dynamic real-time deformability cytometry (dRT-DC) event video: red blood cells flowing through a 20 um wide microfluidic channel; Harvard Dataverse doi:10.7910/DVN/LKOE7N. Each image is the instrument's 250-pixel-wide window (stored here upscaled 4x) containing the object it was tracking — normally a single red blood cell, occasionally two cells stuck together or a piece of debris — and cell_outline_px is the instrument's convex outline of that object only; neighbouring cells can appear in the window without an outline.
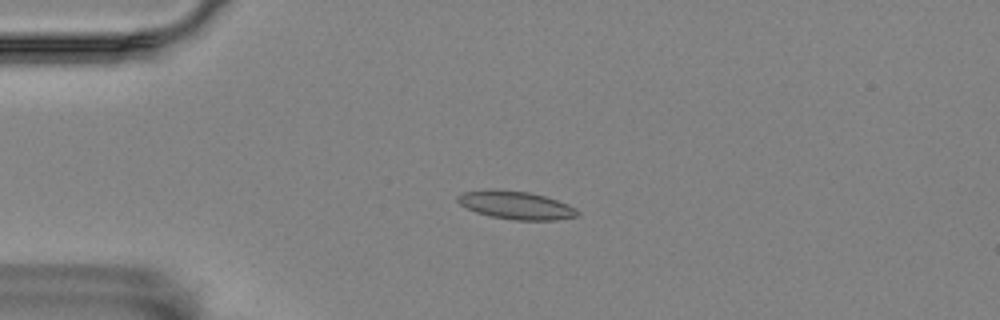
{"species": "Egyptian fruit bat (a non-hibernating species)", "species_latin": "Rousettus aegyptiacus", "temperature_condition": "room temperature", "stored_images_in_passage": 57, "camera_frame_rate_fps": 3000, "um_per_image_px": 0.085, "animal": {"sex": "female"}, "frame": {"image": 1, "passage_image": 14, "time_ms": 4.333, "image_size_px": [1000, 320], "cell_outline_px": [[580, 216], [556, 220], [512, 220], [488, 216], [476, 212], [460, 204], [456, 200], [456, 196], [464, 192], [528, 192], [544, 196], [568, 204], [576, 208], [580, 212]], "centroid_in_image_um": [43.95, 17.5], "position_along_channel_um": 41.1, "area_um2": 18.9}}
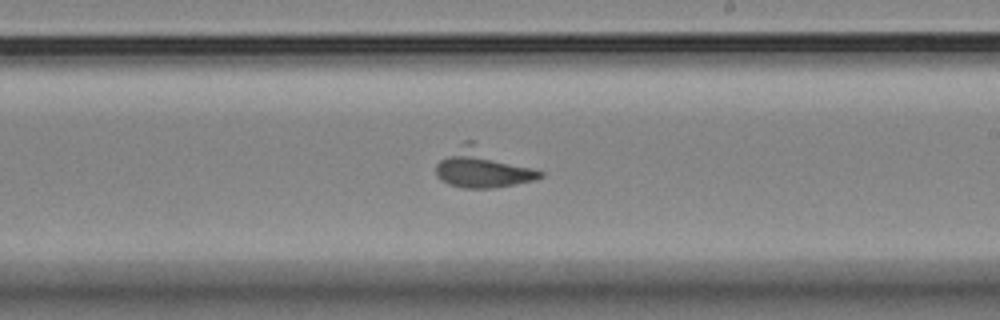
{"frame": {"image": 2, "passage_image": 34, "time_ms": 11.0, "image_size_px": [1000, 320], "cell_outline_px": [[544, 176], [536, 180], [516, 184], [492, 188], [464, 188], [448, 184], [440, 180], [436, 176], [436, 164], [440, 160], [464, 140], [472, 140], [544, 172]], "centroid_in_image_um": [41.04, 14.27], "position_along_channel_um": 248.0, "area_um2": 24.1}}
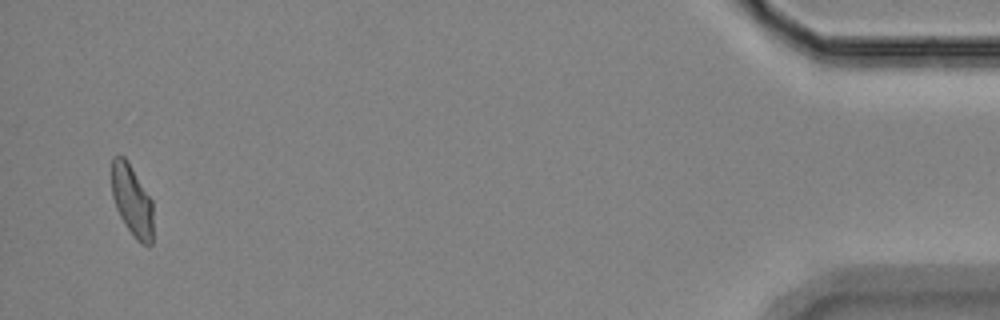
{"frame": {"image": 3, "passage_image": 56, "time_ms": 18.333, "image_size_px": [1000, 320], "cell_outline_px": [[152, 244], [148, 248], [140, 244], [136, 240], [124, 224], [116, 208], [112, 196], [112, 156], [124, 156], [128, 160], [152, 200]], "centroid_in_image_um": [11.22, 17.07], "position_along_channel_um": 424.0, "area_um2": 17.46}}